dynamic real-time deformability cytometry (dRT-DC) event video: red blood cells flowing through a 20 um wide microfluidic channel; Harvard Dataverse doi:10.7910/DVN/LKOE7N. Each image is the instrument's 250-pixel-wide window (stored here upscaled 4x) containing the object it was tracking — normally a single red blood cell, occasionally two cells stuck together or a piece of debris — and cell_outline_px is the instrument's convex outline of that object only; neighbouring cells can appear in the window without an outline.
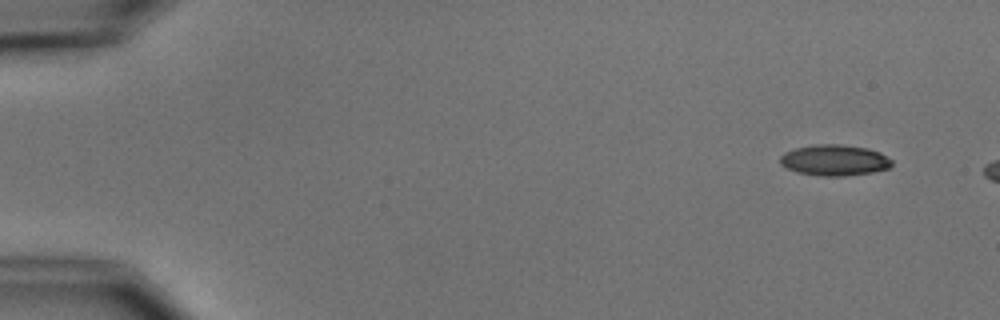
{"species": "common noctule bat (a hibernating species)", "species_latin": "Nyctalus noctula", "temperature_condition": "cold", "stored_images_in_passage": 3, "camera_frame_rate_fps": 3000, "um_per_image_px": 0.085, "animal": {"sex": "male", "body_mass_g": 15.6}, "frame": {"image": 1, "passage_image": 1, "time_ms": 0.0, "image_size_px": [1000, 320], "cell_outline_px": [[892, 164], [888, 168], [872, 172], [844, 176], [820, 176], [796, 172], [780, 164], [780, 156], [784, 152], [796, 148], [816, 144], [840, 144], [868, 148], [880, 152], [892, 160]], "centroid_in_image_um": [70.92, 13.61], "position_along_channel_um": 14.1, "area_um2": 20.17}}